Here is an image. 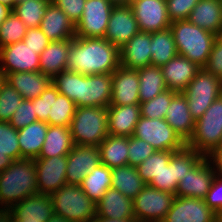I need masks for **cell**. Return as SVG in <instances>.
I'll use <instances>...</instances> for the list:
<instances>
[{
    "label": "cell",
    "mask_w": 222,
    "mask_h": 222,
    "mask_svg": "<svg viewBox=\"0 0 222 222\" xmlns=\"http://www.w3.org/2000/svg\"><path fill=\"white\" fill-rule=\"evenodd\" d=\"M120 66L119 48L105 38L74 37L66 70L83 75L112 74Z\"/></svg>",
    "instance_id": "cell-1"
},
{
    "label": "cell",
    "mask_w": 222,
    "mask_h": 222,
    "mask_svg": "<svg viewBox=\"0 0 222 222\" xmlns=\"http://www.w3.org/2000/svg\"><path fill=\"white\" fill-rule=\"evenodd\" d=\"M60 94L67 96L77 107H108L112 96V74L83 75L64 70L52 78Z\"/></svg>",
    "instance_id": "cell-2"
},
{
    "label": "cell",
    "mask_w": 222,
    "mask_h": 222,
    "mask_svg": "<svg viewBox=\"0 0 222 222\" xmlns=\"http://www.w3.org/2000/svg\"><path fill=\"white\" fill-rule=\"evenodd\" d=\"M35 194H38V185L34 160H14L0 173V222L3 213L26 197Z\"/></svg>",
    "instance_id": "cell-3"
},
{
    "label": "cell",
    "mask_w": 222,
    "mask_h": 222,
    "mask_svg": "<svg viewBox=\"0 0 222 222\" xmlns=\"http://www.w3.org/2000/svg\"><path fill=\"white\" fill-rule=\"evenodd\" d=\"M170 29L178 54L204 68L217 35L188 20L172 22Z\"/></svg>",
    "instance_id": "cell-4"
},
{
    "label": "cell",
    "mask_w": 222,
    "mask_h": 222,
    "mask_svg": "<svg viewBox=\"0 0 222 222\" xmlns=\"http://www.w3.org/2000/svg\"><path fill=\"white\" fill-rule=\"evenodd\" d=\"M70 131L75 145L99 146L109 134L107 107H77Z\"/></svg>",
    "instance_id": "cell-5"
},
{
    "label": "cell",
    "mask_w": 222,
    "mask_h": 222,
    "mask_svg": "<svg viewBox=\"0 0 222 222\" xmlns=\"http://www.w3.org/2000/svg\"><path fill=\"white\" fill-rule=\"evenodd\" d=\"M222 141V95L195 121L194 132L186 146L204 157L217 149Z\"/></svg>",
    "instance_id": "cell-6"
},
{
    "label": "cell",
    "mask_w": 222,
    "mask_h": 222,
    "mask_svg": "<svg viewBox=\"0 0 222 222\" xmlns=\"http://www.w3.org/2000/svg\"><path fill=\"white\" fill-rule=\"evenodd\" d=\"M54 214L71 222H93L96 203L89 199L81 186L64 185L51 195Z\"/></svg>",
    "instance_id": "cell-7"
},
{
    "label": "cell",
    "mask_w": 222,
    "mask_h": 222,
    "mask_svg": "<svg viewBox=\"0 0 222 222\" xmlns=\"http://www.w3.org/2000/svg\"><path fill=\"white\" fill-rule=\"evenodd\" d=\"M182 93L188 101L191 116L196 121L222 95V79L205 68H200Z\"/></svg>",
    "instance_id": "cell-8"
},
{
    "label": "cell",
    "mask_w": 222,
    "mask_h": 222,
    "mask_svg": "<svg viewBox=\"0 0 222 222\" xmlns=\"http://www.w3.org/2000/svg\"><path fill=\"white\" fill-rule=\"evenodd\" d=\"M204 156L185 146L175 151L169 164L148 183L155 189L175 194L181 178L188 173Z\"/></svg>",
    "instance_id": "cell-9"
},
{
    "label": "cell",
    "mask_w": 222,
    "mask_h": 222,
    "mask_svg": "<svg viewBox=\"0 0 222 222\" xmlns=\"http://www.w3.org/2000/svg\"><path fill=\"white\" fill-rule=\"evenodd\" d=\"M132 136L148 142L157 151H178L186 146L165 119L140 116Z\"/></svg>",
    "instance_id": "cell-10"
},
{
    "label": "cell",
    "mask_w": 222,
    "mask_h": 222,
    "mask_svg": "<svg viewBox=\"0 0 222 222\" xmlns=\"http://www.w3.org/2000/svg\"><path fill=\"white\" fill-rule=\"evenodd\" d=\"M175 194L146 184L133 201L136 222H161L170 210Z\"/></svg>",
    "instance_id": "cell-11"
},
{
    "label": "cell",
    "mask_w": 222,
    "mask_h": 222,
    "mask_svg": "<svg viewBox=\"0 0 222 222\" xmlns=\"http://www.w3.org/2000/svg\"><path fill=\"white\" fill-rule=\"evenodd\" d=\"M115 4L112 0H86L82 16L75 24V36L104 38Z\"/></svg>",
    "instance_id": "cell-12"
},
{
    "label": "cell",
    "mask_w": 222,
    "mask_h": 222,
    "mask_svg": "<svg viewBox=\"0 0 222 222\" xmlns=\"http://www.w3.org/2000/svg\"><path fill=\"white\" fill-rule=\"evenodd\" d=\"M54 214L53 201L48 194L26 197L3 213L2 221L47 222Z\"/></svg>",
    "instance_id": "cell-13"
},
{
    "label": "cell",
    "mask_w": 222,
    "mask_h": 222,
    "mask_svg": "<svg viewBox=\"0 0 222 222\" xmlns=\"http://www.w3.org/2000/svg\"><path fill=\"white\" fill-rule=\"evenodd\" d=\"M128 4L142 32L161 31L172 24L168 16L166 0H131Z\"/></svg>",
    "instance_id": "cell-14"
},
{
    "label": "cell",
    "mask_w": 222,
    "mask_h": 222,
    "mask_svg": "<svg viewBox=\"0 0 222 222\" xmlns=\"http://www.w3.org/2000/svg\"><path fill=\"white\" fill-rule=\"evenodd\" d=\"M39 54L23 41L0 48V73L39 71Z\"/></svg>",
    "instance_id": "cell-15"
},
{
    "label": "cell",
    "mask_w": 222,
    "mask_h": 222,
    "mask_svg": "<svg viewBox=\"0 0 222 222\" xmlns=\"http://www.w3.org/2000/svg\"><path fill=\"white\" fill-rule=\"evenodd\" d=\"M139 31L130 5L128 3H116L112 8L104 38L121 48Z\"/></svg>",
    "instance_id": "cell-16"
},
{
    "label": "cell",
    "mask_w": 222,
    "mask_h": 222,
    "mask_svg": "<svg viewBox=\"0 0 222 222\" xmlns=\"http://www.w3.org/2000/svg\"><path fill=\"white\" fill-rule=\"evenodd\" d=\"M100 163L98 146L75 145L67 154L66 184L80 186L84 177Z\"/></svg>",
    "instance_id": "cell-17"
},
{
    "label": "cell",
    "mask_w": 222,
    "mask_h": 222,
    "mask_svg": "<svg viewBox=\"0 0 222 222\" xmlns=\"http://www.w3.org/2000/svg\"><path fill=\"white\" fill-rule=\"evenodd\" d=\"M216 172L207 157H203L181 178L175 196L204 199Z\"/></svg>",
    "instance_id": "cell-18"
},
{
    "label": "cell",
    "mask_w": 222,
    "mask_h": 222,
    "mask_svg": "<svg viewBox=\"0 0 222 222\" xmlns=\"http://www.w3.org/2000/svg\"><path fill=\"white\" fill-rule=\"evenodd\" d=\"M39 194L51 195L66 185L67 155L34 159Z\"/></svg>",
    "instance_id": "cell-19"
},
{
    "label": "cell",
    "mask_w": 222,
    "mask_h": 222,
    "mask_svg": "<svg viewBox=\"0 0 222 222\" xmlns=\"http://www.w3.org/2000/svg\"><path fill=\"white\" fill-rule=\"evenodd\" d=\"M215 215L204 199L176 196L161 222H215Z\"/></svg>",
    "instance_id": "cell-20"
},
{
    "label": "cell",
    "mask_w": 222,
    "mask_h": 222,
    "mask_svg": "<svg viewBox=\"0 0 222 222\" xmlns=\"http://www.w3.org/2000/svg\"><path fill=\"white\" fill-rule=\"evenodd\" d=\"M139 99L138 71L119 66L112 73V96L110 105H136Z\"/></svg>",
    "instance_id": "cell-21"
},
{
    "label": "cell",
    "mask_w": 222,
    "mask_h": 222,
    "mask_svg": "<svg viewBox=\"0 0 222 222\" xmlns=\"http://www.w3.org/2000/svg\"><path fill=\"white\" fill-rule=\"evenodd\" d=\"M151 33L139 31L119 48L120 66L137 70L151 65Z\"/></svg>",
    "instance_id": "cell-22"
},
{
    "label": "cell",
    "mask_w": 222,
    "mask_h": 222,
    "mask_svg": "<svg viewBox=\"0 0 222 222\" xmlns=\"http://www.w3.org/2000/svg\"><path fill=\"white\" fill-rule=\"evenodd\" d=\"M160 68L167 89L176 92H183L200 69L195 63L179 54Z\"/></svg>",
    "instance_id": "cell-23"
},
{
    "label": "cell",
    "mask_w": 222,
    "mask_h": 222,
    "mask_svg": "<svg viewBox=\"0 0 222 222\" xmlns=\"http://www.w3.org/2000/svg\"><path fill=\"white\" fill-rule=\"evenodd\" d=\"M96 218L135 220L133 201L120 191L110 187L96 203Z\"/></svg>",
    "instance_id": "cell-24"
},
{
    "label": "cell",
    "mask_w": 222,
    "mask_h": 222,
    "mask_svg": "<svg viewBox=\"0 0 222 222\" xmlns=\"http://www.w3.org/2000/svg\"><path fill=\"white\" fill-rule=\"evenodd\" d=\"M39 28L51 42L75 37V24L52 1L47 5Z\"/></svg>",
    "instance_id": "cell-25"
},
{
    "label": "cell",
    "mask_w": 222,
    "mask_h": 222,
    "mask_svg": "<svg viewBox=\"0 0 222 222\" xmlns=\"http://www.w3.org/2000/svg\"><path fill=\"white\" fill-rule=\"evenodd\" d=\"M165 120L173 130L187 143L194 132L195 120L188 108V101L182 92H178L167 109Z\"/></svg>",
    "instance_id": "cell-26"
},
{
    "label": "cell",
    "mask_w": 222,
    "mask_h": 222,
    "mask_svg": "<svg viewBox=\"0 0 222 222\" xmlns=\"http://www.w3.org/2000/svg\"><path fill=\"white\" fill-rule=\"evenodd\" d=\"M107 113L109 134L130 137L133 135L135 125L141 116L140 104L123 106L109 105L107 107Z\"/></svg>",
    "instance_id": "cell-27"
},
{
    "label": "cell",
    "mask_w": 222,
    "mask_h": 222,
    "mask_svg": "<svg viewBox=\"0 0 222 222\" xmlns=\"http://www.w3.org/2000/svg\"><path fill=\"white\" fill-rule=\"evenodd\" d=\"M4 79L27 100L39 97L52 83V78L40 71L9 73Z\"/></svg>",
    "instance_id": "cell-28"
},
{
    "label": "cell",
    "mask_w": 222,
    "mask_h": 222,
    "mask_svg": "<svg viewBox=\"0 0 222 222\" xmlns=\"http://www.w3.org/2000/svg\"><path fill=\"white\" fill-rule=\"evenodd\" d=\"M187 20L218 35L222 32V0H200Z\"/></svg>",
    "instance_id": "cell-29"
},
{
    "label": "cell",
    "mask_w": 222,
    "mask_h": 222,
    "mask_svg": "<svg viewBox=\"0 0 222 222\" xmlns=\"http://www.w3.org/2000/svg\"><path fill=\"white\" fill-rule=\"evenodd\" d=\"M70 48L71 39L50 42L39 56V71L53 78L66 70Z\"/></svg>",
    "instance_id": "cell-30"
},
{
    "label": "cell",
    "mask_w": 222,
    "mask_h": 222,
    "mask_svg": "<svg viewBox=\"0 0 222 222\" xmlns=\"http://www.w3.org/2000/svg\"><path fill=\"white\" fill-rule=\"evenodd\" d=\"M48 130V124L36 121L18 130L20 154L25 159L38 158Z\"/></svg>",
    "instance_id": "cell-31"
},
{
    "label": "cell",
    "mask_w": 222,
    "mask_h": 222,
    "mask_svg": "<svg viewBox=\"0 0 222 222\" xmlns=\"http://www.w3.org/2000/svg\"><path fill=\"white\" fill-rule=\"evenodd\" d=\"M74 146L70 127L48 125L46 137L38 158L67 155Z\"/></svg>",
    "instance_id": "cell-32"
},
{
    "label": "cell",
    "mask_w": 222,
    "mask_h": 222,
    "mask_svg": "<svg viewBox=\"0 0 222 222\" xmlns=\"http://www.w3.org/2000/svg\"><path fill=\"white\" fill-rule=\"evenodd\" d=\"M98 147L102 164L111 169L128 165V137L108 134Z\"/></svg>",
    "instance_id": "cell-33"
},
{
    "label": "cell",
    "mask_w": 222,
    "mask_h": 222,
    "mask_svg": "<svg viewBox=\"0 0 222 222\" xmlns=\"http://www.w3.org/2000/svg\"><path fill=\"white\" fill-rule=\"evenodd\" d=\"M111 178V187L132 200L146 185L136 167L130 165L112 168Z\"/></svg>",
    "instance_id": "cell-34"
},
{
    "label": "cell",
    "mask_w": 222,
    "mask_h": 222,
    "mask_svg": "<svg viewBox=\"0 0 222 222\" xmlns=\"http://www.w3.org/2000/svg\"><path fill=\"white\" fill-rule=\"evenodd\" d=\"M137 71L139 76L140 103L149 101L167 90L160 67L148 65L137 69Z\"/></svg>",
    "instance_id": "cell-35"
},
{
    "label": "cell",
    "mask_w": 222,
    "mask_h": 222,
    "mask_svg": "<svg viewBox=\"0 0 222 222\" xmlns=\"http://www.w3.org/2000/svg\"><path fill=\"white\" fill-rule=\"evenodd\" d=\"M150 52L151 65L157 67L165 65L178 54L170 27L151 33Z\"/></svg>",
    "instance_id": "cell-36"
},
{
    "label": "cell",
    "mask_w": 222,
    "mask_h": 222,
    "mask_svg": "<svg viewBox=\"0 0 222 222\" xmlns=\"http://www.w3.org/2000/svg\"><path fill=\"white\" fill-rule=\"evenodd\" d=\"M111 181V168L100 163L84 177L80 186L89 199L97 203L111 187Z\"/></svg>",
    "instance_id": "cell-37"
},
{
    "label": "cell",
    "mask_w": 222,
    "mask_h": 222,
    "mask_svg": "<svg viewBox=\"0 0 222 222\" xmlns=\"http://www.w3.org/2000/svg\"><path fill=\"white\" fill-rule=\"evenodd\" d=\"M76 109V104L67 96L60 94L51 83V107L48 125L70 127Z\"/></svg>",
    "instance_id": "cell-38"
},
{
    "label": "cell",
    "mask_w": 222,
    "mask_h": 222,
    "mask_svg": "<svg viewBox=\"0 0 222 222\" xmlns=\"http://www.w3.org/2000/svg\"><path fill=\"white\" fill-rule=\"evenodd\" d=\"M51 0H27L12 8V12L27 28H38Z\"/></svg>",
    "instance_id": "cell-39"
},
{
    "label": "cell",
    "mask_w": 222,
    "mask_h": 222,
    "mask_svg": "<svg viewBox=\"0 0 222 222\" xmlns=\"http://www.w3.org/2000/svg\"><path fill=\"white\" fill-rule=\"evenodd\" d=\"M174 152L175 151H155L136 167L138 175L146 184H148L153 177H157V175L164 169V166L169 164Z\"/></svg>",
    "instance_id": "cell-40"
},
{
    "label": "cell",
    "mask_w": 222,
    "mask_h": 222,
    "mask_svg": "<svg viewBox=\"0 0 222 222\" xmlns=\"http://www.w3.org/2000/svg\"><path fill=\"white\" fill-rule=\"evenodd\" d=\"M177 93L176 91L167 89L153 99L140 103L141 116L149 119H165L171 99Z\"/></svg>",
    "instance_id": "cell-41"
},
{
    "label": "cell",
    "mask_w": 222,
    "mask_h": 222,
    "mask_svg": "<svg viewBox=\"0 0 222 222\" xmlns=\"http://www.w3.org/2000/svg\"><path fill=\"white\" fill-rule=\"evenodd\" d=\"M26 31V25L11 12L0 26V48L22 41Z\"/></svg>",
    "instance_id": "cell-42"
},
{
    "label": "cell",
    "mask_w": 222,
    "mask_h": 222,
    "mask_svg": "<svg viewBox=\"0 0 222 222\" xmlns=\"http://www.w3.org/2000/svg\"><path fill=\"white\" fill-rule=\"evenodd\" d=\"M22 100L19 92L4 80L0 86V121L9 122Z\"/></svg>",
    "instance_id": "cell-43"
},
{
    "label": "cell",
    "mask_w": 222,
    "mask_h": 222,
    "mask_svg": "<svg viewBox=\"0 0 222 222\" xmlns=\"http://www.w3.org/2000/svg\"><path fill=\"white\" fill-rule=\"evenodd\" d=\"M0 152L6 153L13 161L22 159L18 143V130L9 122L0 121Z\"/></svg>",
    "instance_id": "cell-44"
},
{
    "label": "cell",
    "mask_w": 222,
    "mask_h": 222,
    "mask_svg": "<svg viewBox=\"0 0 222 222\" xmlns=\"http://www.w3.org/2000/svg\"><path fill=\"white\" fill-rule=\"evenodd\" d=\"M155 151L148 142L134 136L128 137V165L137 167Z\"/></svg>",
    "instance_id": "cell-45"
},
{
    "label": "cell",
    "mask_w": 222,
    "mask_h": 222,
    "mask_svg": "<svg viewBox=\"0 0 222 222\" xmlns=\"http://www.w3.org/2000/svg\"><path fill=\"white\" fill-rule=\"evenodd\" d=\"M38 121L32 100L23 99L18 109L14 112L9 123L16 129H22Z\"/></svg>",
    "instance_id": "cell-46"
},
{
    "label": "cell",
    "mask_w": 222,
    "mask_h": 222,
    "mask_svg": "<svg viewBox=\"0 0 222 222\" xmlns=\"http://www.w3.org/2000/svg\"><path fill=\"white\" fill-rule=\"evenodd\" d=\"M200 0H166L171 22L187 20L191 11Z\"/></svg>",
    "instance_id": "cell-47"
},
{
    "label": "cell",
    "mask_w": 222,
    "mask_h": 222,
    "mask_svg": "<svg viewBox=\"0 0 222 222\" xmlns=\"http://www.w3.org/2000/svg\"><path fill=\"white\" fill-rule=\"evenodd\" d=\"M204 68L212 75L222 79V32L216 36L208 62Z\"/></svg>",
    "instance_id": "cell-48"
},
{
    "label": "cell",
    "mask_w": 222,
    "mask_h": 222,
    "mask_svg": "<svg viewBox=\"0 0 222 222\" xmlns=\"http://www.w3.org/2000/svg\"><path fill=\"white\" fill-rule=\"evenodd\" d=\"M204 201L213 212H222V176L216 174Z\"/></svg>",
    "instance_id": "cell-49"
},
{
    "label": "cell",
    "mask_w": 222,
    "mask_h": 222,
    "mask_svg": "<svg viewBox=\"0 0 222 222\" xmlns=\"http://www.w3.org/2000/svg\"><path fill=\"white\" fill-rule=\"evenodd\" d=\"M68 18L76 24L84 11L86 0H51Z\"/></svg>",
    "instance_id": "cell-50"
},
{
    "label": "cell",
    "mask_w": 222,
    "mask_h": 222,
    "mask_svg": "<svg viewBox=\"0 0 222 222\" xmlns=\"http://www.w3.org/2000/svg\"><path fill=\"white\" fill-rule=\"evenodd\" d=\"M34 110L38 121H43L48 124V116L50 115L51 107V84L37 98L32 99Z\"/></svg>",
    "instance_id": "cell-51"
},
{
    "label": "cell",
    "mask_w": 222,
    "mask_h": 222,
    "mask_svg": "<svg viewBox=\"0 0 222 222\" xmlns=\"http://www.w3.org/2000/svg\"><path fill=\"white\" fill-rule=\"evenodd\" d=\"M22 41L31 48L35 49L36 53L39 55L51 42L39 27L27 28L26 34Z\"/></svg>",
    "instance_id": "cell-52"
},
{
    "label": "cell",
    "mask_w": 222,
    "mask_h": 222,
    "mask_svg": "<svg viewBox=\"0 0 222 222\" xmlns=\"http://www.w3.org/2000/svg\"><path fill=\"white\" fill-rule=\"evenodd\" d=\"M207 158L213 165L216 174L222 176V147L215 149Z\"/></svg>",
    "instance_id": "cell-53"
},
{
    "label": "cell",
    "mask_w": 222,
    "mask_h": 222,
    "mask_svg": "<svg viewBox=\"0 0 222 222\" xmlns=\"http://www.w3.org/2000/svg\"><path fill=\"white\" fill-rule=\"evenodd\" d=\"M13 160L6 155V153L0 152V173L7 169Z\"/></svg>",
    "instance_id": "cell-54"
},
{
    "label": "cell",
    "mask_w": 222,
    "mask_h": 222,
    "mask_svg": "<svg viewBox=\"0 0 222 222\" xmlns=\"http://www.w3.org/2000/svg\"><path fill=\"white\" fill-rule=\"evenodd\" d=\"M11 12H12L11 7H9L6 4L0 3V26Z\"/></svg>",
    "instance_id": "cell-55"
},
{
    "label": "cell",
    "mask_w": 222,
    "mask_h": 222,
    "mask_svg": "<svg viewBox=\"0 0 222 222\" xmlns=\"http://www.w3.org/2000/svg\"><path fill=\"white\" fill-rule=\"evenodd\" d=\"M93 222H136L135 220H117V219H105V218H95Z\"/></svg>",
    "instance_id": "cell-56"
},
{
    "label": "cell",
    "mask_w": 222,
    "mask_h": 222,
    "mask_svg": "<svg viewBox=\"0 0 222 222\" xmlns=\"http://www.w3.org/2000/svg\"><path fill=\"white\" fill-rule=\"evenodd\" d=\"M47 222H71V221L66 220L65 218H63L57 214H53Z\"/></svg>",
    "instance_id": "cell-57"
},
{
    "label": "cell",
    "mask_w": 222,
    "mask_h": 222,
    "mask_svg": "<svg viewBox=\"0 0 222 222\" xmlns=\"http://www.w3.org/2000/svg\"><path fill=\"white\" fill-rule=\"evenodd\" d=\"M0 3L6 4L9 7L13 8V0H0Z\"/></svg>",
    "instance_id": "cell-58"
},
{
    "label": "cell",
    "mask_w": 222,
    "mask_h": 222,
    "mask_svg": "<svg viewBox=\"0 0 222 222\" xmlns=\"http://www.w3.org/2000/svg\"><path fill=\"white\" fill-rule=\"evenodd\" d=\"M215 222H222V212L216 213Z\"/></svg>",
    "instance_id": "cell-59"
},
{
    "label": "cell",
    "mask_w": 222,
    "mask_h": 222,
    "mask_svg": "<svg viewBox=\"0 0 222 222\" xmlns=\"http://www.w3.org/2000/svg\"><path fill=\"white\" fill-rule=\"evenodd\" d=\"M25 1H27V0H13V7H14L15 5L20 4V3H23V2H25Z\"/></svg>",
    "instance_id": "cell-60"
},
{
    "label": "cell",
    "mask_w": 222,
    "mask_h": 222,
    "mask_svg": "<svg viewBox=\"0 0 222 222\" xmlns=\"http://www.w3.org/2000/svg\"><path fill=\"white\" fill-rule=\"evenodd\" d=\"M4 76L0 73V86H1V83L4 81Z\"/></svg>",
    "instance_id": "cell-61"
},
{
    "label": "cell",
    "mask_w": 222,
    "mask_h": 222,
    "mask_svg": "<svg viewBox=\"0 0 222 222\" xmlns=\"http://www.w3.org/2000/svg\"><path fill=\"white\" fill-rule=\"evenodd\" d=\"M131 0H121V3H129Z\"/></svg>",
    "instance_id": "cell-62"
},
{
    "label": "cell",
    "mask_w": 222,
    "mask_h": 222,
    "mask_svg": "<svg viewBox=\"0 0 222 222\" xmlns=\"http://www.w3.org/2000/svg\"><path fill=\"white\" fill-rule=\"evenodd\" d=\"M114 3H121V0H112Z\"/></svg>",
    "instance_id": "cell-63"
},
{
    "label": "cell",
    "mask_w": 222,
    "mask_h": 222,
    "mask_svg": "<svg viewBox=\"0 0 222 222\" xmlns=\"http://www.w3.org/2000/svg\"><path fill=\"white\" fill-rule=\"evenodd\" d=\"M1 222H17V221H1Z\"/></svg>",
    "instance_id": "cell-64"
}]
</instances>
